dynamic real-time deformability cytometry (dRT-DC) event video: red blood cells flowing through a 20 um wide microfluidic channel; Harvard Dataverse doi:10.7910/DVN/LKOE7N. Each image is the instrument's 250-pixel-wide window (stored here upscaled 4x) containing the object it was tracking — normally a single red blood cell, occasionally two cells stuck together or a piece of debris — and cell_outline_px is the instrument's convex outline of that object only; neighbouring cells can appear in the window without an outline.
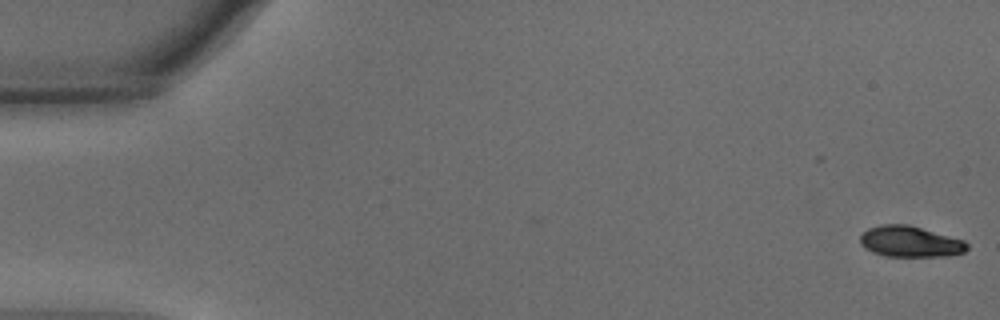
{"species": "common noctule bat (a hibernating species)", "species_latin": "Nyctalus noctula", "temperature_condition": "warm", "stored_images_in_passage": 46, "camera_frame_rate_fps": 3000, "um_per_image_px": 0.085, "animal": {"sex": "male", "body_mass_g": 15.6}, "frame": {"image": 1, "passage_image": 1, "time_ms": 0.0, "image_size_px": [1000, 320], "cell_outline_px": [[968, 248], [964, 252], [948, 256], [884, 256], [872, 252], [864, 248], [860, 244], [860, 236], [868, 228], [880, 224], [908, 224], [964, 240], [968, 244]], "centroid_in_image_um": [77.34, 20.53], "position_along_channel_um": 7.7, "area_um2": 19.36}}
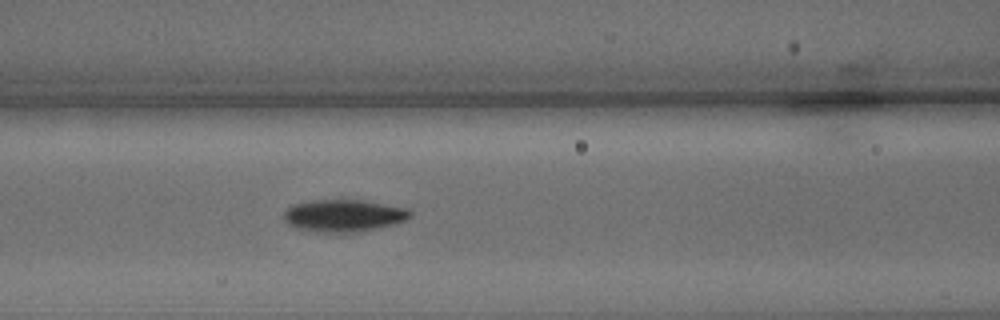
{"frame": {"image": 2, "passage_image": 23, "time_ms": 7.333, "image_size_px": [1000, 320], "cell_outline_px": [[412, 216], [408, 220], [380, 228], [360, 232], [316, 232], [292, 228], [284, 220], [284, 212], [292, 204], [312, 200], [364, 200], [408, 208], [412, 212]], "centroid_in_image_um": [29.23, 18.33], "position_along_channel_um": 137.4, "area_um2": 24.16}}
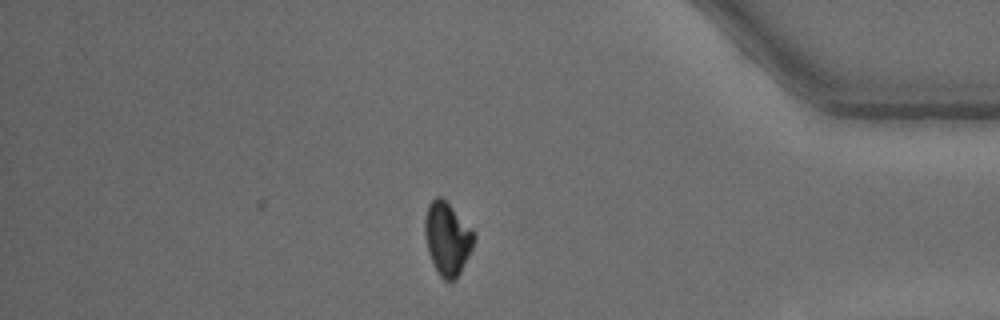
{"frame": {"image": 3, "passage_image": 46, "time_ms": 15.0, "image_size_px": [1000, 320], "cell_outline_px": [[476, 236], [472, 248], [456, 280], [444, 280], [440, 276], [428, 252], [424, 232], [424, 216], [428, 204], [436, 196], [440, 196], [472, 228]], "centroid_in_image_um": [38.01, 20.27], "position_along_channel_um": 397.2, "area_um2": 20.69}, "authors_computed_cell_mechanics": {"area_um2": 21.5594, "velocity_mm_per_s": 3.784, "shape_relaxation_time_tau1_ms": 2.7293, "shape_relaxation_time_tau2_ms": null, "deformation_change_tau1": 0.1313, "deformation_change_tau2": null}}